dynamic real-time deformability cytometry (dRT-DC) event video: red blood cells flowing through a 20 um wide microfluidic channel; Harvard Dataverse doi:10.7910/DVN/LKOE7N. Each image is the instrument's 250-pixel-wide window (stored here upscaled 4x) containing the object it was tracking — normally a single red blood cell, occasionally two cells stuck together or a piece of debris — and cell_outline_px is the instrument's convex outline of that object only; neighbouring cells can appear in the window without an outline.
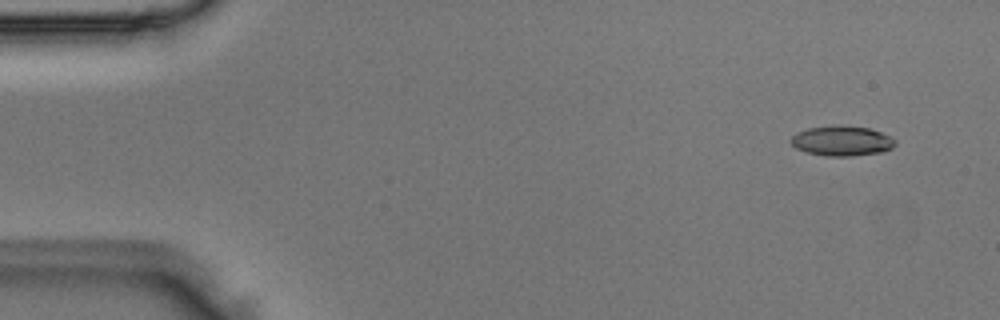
{"species": "Egyptian fruit bat (a non-hibernating species)", "species_latin": "Rousettus aegyptiacus", "temperature_condition": "room temperature", "stored_images_in_passage": 50, "camera_frame_rate_fps": 3000, "um_per_image_px": 0.085, "animal": {"sex": "male"}, "frame": {"image": 1, "passage_image": 4, "time_ms": 1.0, "image_size_px": [1000, 320], "cell_outline_px": [[896, 144], [892, 148], [880, 152], [852, 156], [824, 156], [804, 152], [796, 148], [788, 140], [796, 132], [808, 128], [832, 124], [840, 124], [868, 128], [880, 132], [896, 140]], "centroid_in_image_um": [71.5, 11.96], "position_along_channel_um": 13.5, "area_um2": 18.55}}
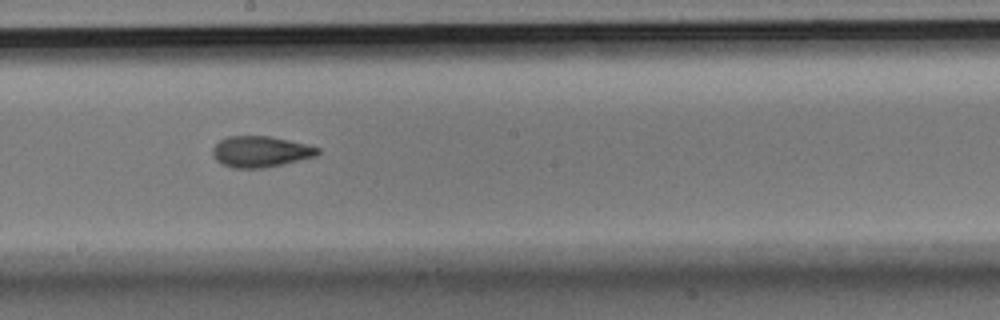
{"frame": {"image": 2, "passage_image": 28, "time_ms": 9.0, "image_size_px": [1000, 320], "cell_outline_px": [[320, 152], [316, 156], [284, 164], [264, 168], [232, 168], [220, 164], [212, 156], [212, 148], [220, 140], [228, 136], [268, 136], [288, 140], [320, 148]], "centroid_in_image_um": [22.11, 12.9], "position_along_channel_um": 226.1, "area_um2": 19.07}}
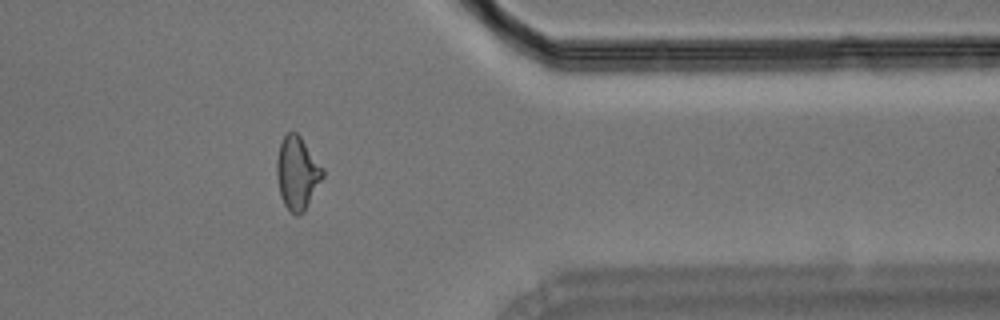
{"frame": {"image": 3, "passage_image": 41, "time_ms": 13.333, "image_size_px": [1000, 320], "cell_outline_px": [[324, 176], [304, 212], [300, 216], [296, 216], [284, 204], [280, 196], [276, 176], [276, 160], [280, 144], [284, 136], [288, 132], [296, 132], [300, 136], [324, 168]], "centroid_in_image_um": [25.27, 14.72], "position_along_channel_um": 386.1, "area_um2": 19.65}}